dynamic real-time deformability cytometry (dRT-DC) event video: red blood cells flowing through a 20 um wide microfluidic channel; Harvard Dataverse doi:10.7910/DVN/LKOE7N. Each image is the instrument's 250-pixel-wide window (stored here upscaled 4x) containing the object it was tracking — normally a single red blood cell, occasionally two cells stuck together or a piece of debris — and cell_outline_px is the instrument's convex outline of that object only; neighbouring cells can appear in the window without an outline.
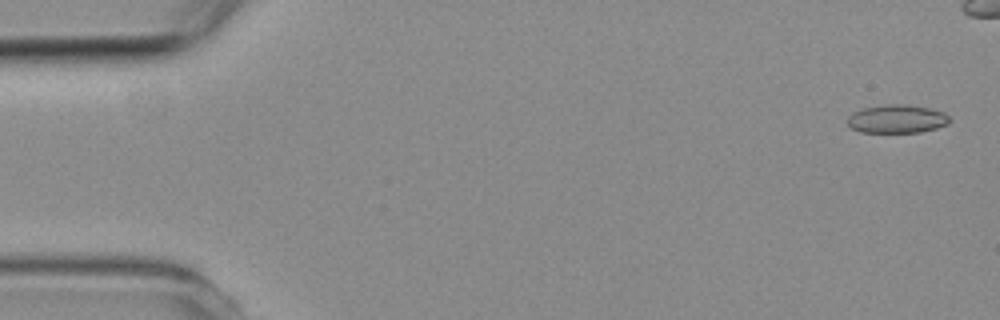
{"species": "common noctule bat (a hibernating species)", "species_latin": "Nyctalus noctula", "temperature_condition": "room temperature", "stored_images_in_passage": 9, "segment_of_instrument_passage": [1, 2], "camera_frame_rate_fps": 3000, "um_per_image_px": 0.085, "animal": {"sex": "female", "body_mass_g": 19.3, "forearm_length_mm": 54.1}, "frame": {"image": 1, "passage_image": 1, "time_ms": 0.0, "image_size_px": [1000, 320], "cell_outline_px": [[952, 120], [948, 124], [936, 128], [920, 132], [860, 132], [852, 128], [848, 124], [848, 116], [852, 112], [864, 108], [884, 104], [908, 104], [928, 108], [944, 112]], "centroid_in_image_um": [76.25, 10.1], "position_along_channel_um": 8.8, "area_um2": 16.94}}
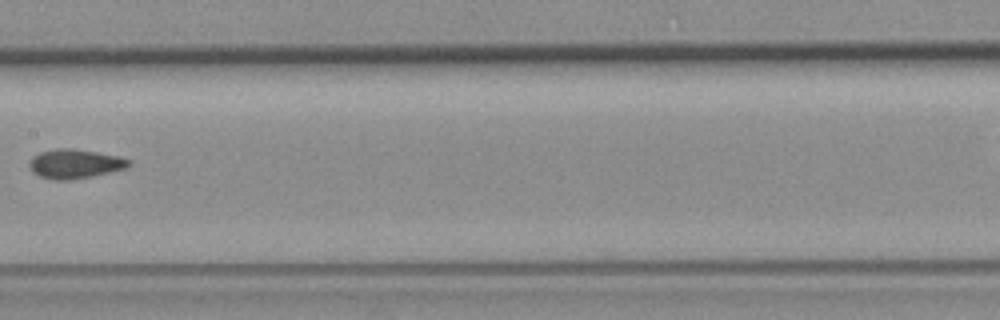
{"frame": {"image": 2, "passage_image": 7, "time_ms": 8.0, "image_size_px": [1000, 320], "cell_outline_px": [[132, 164], [128, 168], [92, 176], [68, 180], [52, 180], [40, 176], [32, 172], [28, 164], [32, 156], [40, 152], [56, 148], [72, 148], [120, 156], [132, 160]], "centroid_in_image_um": [6.38, 13.92], "position_along_channel_um": 201.0, "area_um2": 17.17}}
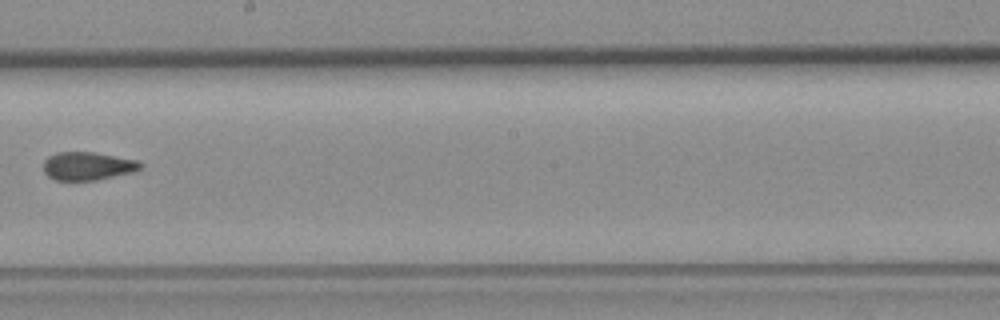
{"frame": {"image": 3, "passage_image": 8, "time_ms": 9.0, "image_size_px": [1000, 320], "cell_outline_px": [[144, 164], [140, 168], [132, 172], [96, 180], [56, 180], [48, 176], [44, 172], [44, 160], [48, 156], [56, 152], [92, 152], [140, 160]], "centroid_in_image_um": [7.46, 14.1], "position_along_channel_um": 240.7, "area_um2": 15.95}}